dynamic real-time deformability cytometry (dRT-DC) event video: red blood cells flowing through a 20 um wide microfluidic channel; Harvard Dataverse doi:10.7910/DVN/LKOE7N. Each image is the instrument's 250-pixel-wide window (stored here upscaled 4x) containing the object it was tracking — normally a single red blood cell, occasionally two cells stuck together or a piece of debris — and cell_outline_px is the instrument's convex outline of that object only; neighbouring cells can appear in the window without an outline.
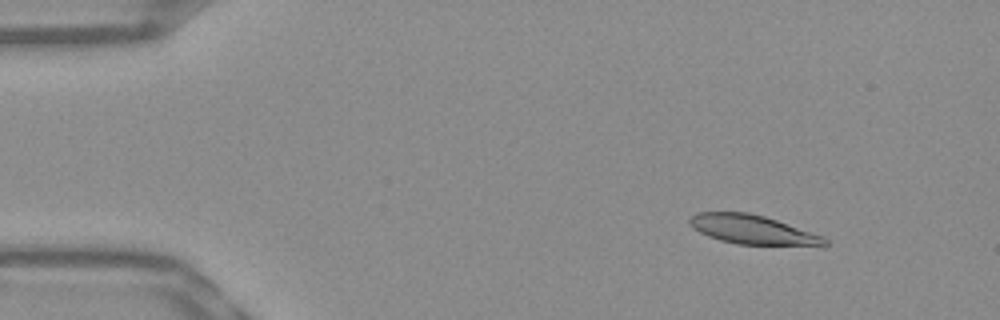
{"species": "Egyptian fruit bat (a non-hibernating species)", "species_latin": "Rousettus aegyptiacus", "temperature_condition": "warm", "stored_images_in_passage": 49, "segment_of_instrument_passage": [1, 2], "camera_frame_rate_fps": 3000, "um_per_image_px": 0.085, "frame": {"image": 1, "passage_image": 2, "time_ms": 0.333, "image_size_px": [1000, 320], "cell_outline_px": [[828, 244], [736, 244], [720, 240], [708, 236], [692, 228], [688, 224], [688, 220], [696, 212], [748, 212], [764, 216], [824, 236], [828, 240]], "centroid_in_image_um": [63.86, 19.49], "position_along_channel_um": 21.1, "area_um2": 22.43}}
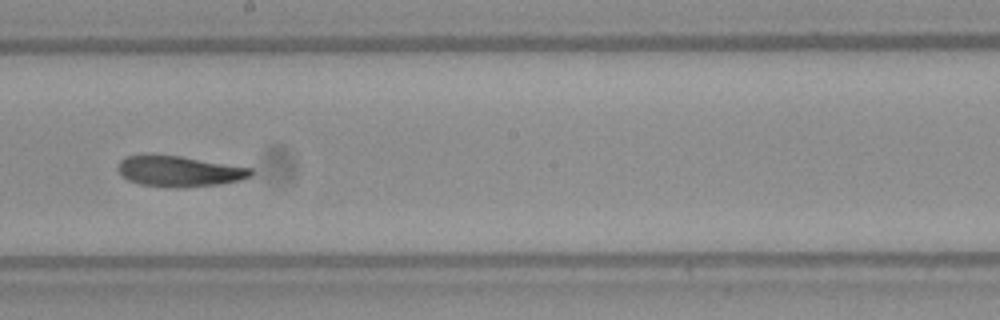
{"frame": {"image": 2, "passage_image": 25, "time_ms": 8.0, "image_size_px": [1000, 320], "cell_outline_px": [[256, 172], [252, 176], [240, 180], [220, 184], [180, 188], [176, 188], [140, 184], [128, 180], [116, 168], [116, 164], [124, 156], [180, 156], [252, 168]], "centroid_in_image_um": [15.27, 14.57], "position_along_channel_um": 232.9, "area_um2": 23.64}}
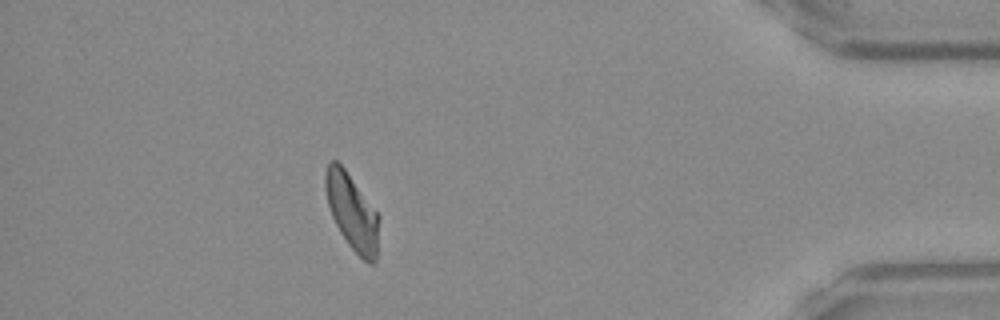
{"frame": {"image": 3, "passage_image": 42, "time_ms": 13.667, "image_size_px": [1000, 320], "cell_outline_px": [[380, 216], [376, 264], [368, 264], [348, 244], [340, 232], [332, 216], [328, 204], [324, 188], [324, 172], [328, 160], [336, 160], [344, 168]], "centroid_in_image_um": [29.92, 18.01], "position_along_channel_um": 405.3, "area_um2": 23.87}}